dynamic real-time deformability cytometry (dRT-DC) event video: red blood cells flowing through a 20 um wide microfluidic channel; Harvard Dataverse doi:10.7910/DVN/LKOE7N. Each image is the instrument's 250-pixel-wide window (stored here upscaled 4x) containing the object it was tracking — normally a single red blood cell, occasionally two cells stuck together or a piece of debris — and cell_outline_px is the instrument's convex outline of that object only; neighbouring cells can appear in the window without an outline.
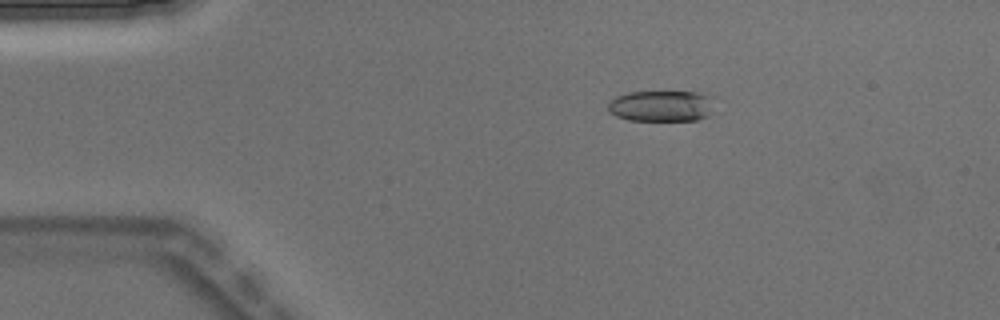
{"species": "Egyptian fruit bat (a non-hibernating species)", "species_latin": "Rousettus aegyptiacus", "temperature_condition": "warm", "stored_images_in_passage": 5, "camera_frame_rate_fps": 3000, "um_per_image_px": 0.085, "animal": {"sex": "male"}, "frame": {"image": 1, "passage_image": 2, "time_ms": 0.333, "image_size_px": [1000, 320], "cell_outline_px": [[712, 112], [708, 116], [696, 120], [628, 120], [616, 116], [608, 112], [608, 104], [616, 96], [628, 92], [700, 92], [712, 96]], "centroid_in_image_um": [56.23, 9.0], "position_along_channel_um": 28.8, "area_um2": 19.36}}
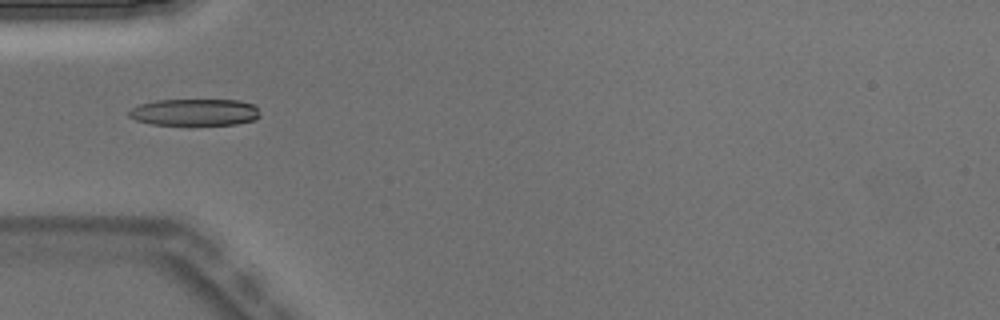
{"frame": {"image": 2, "passage_image": 4, "time_ms": 1.0, "image_size_px": [1000, 320], "cell_outline_px": [[260, 116], [256, 120], [236, 124], [188, 128], [152, 124], [136, 120], [128, 116], [128, 112], [132, 108], [140, 104], [156, 100], [240, 100], [252, 104], [256, 108]], "centroid_in_image_um": [16.54, 9.59], "position_along_channel_um": 68.5, "area_um2": 21.5}}